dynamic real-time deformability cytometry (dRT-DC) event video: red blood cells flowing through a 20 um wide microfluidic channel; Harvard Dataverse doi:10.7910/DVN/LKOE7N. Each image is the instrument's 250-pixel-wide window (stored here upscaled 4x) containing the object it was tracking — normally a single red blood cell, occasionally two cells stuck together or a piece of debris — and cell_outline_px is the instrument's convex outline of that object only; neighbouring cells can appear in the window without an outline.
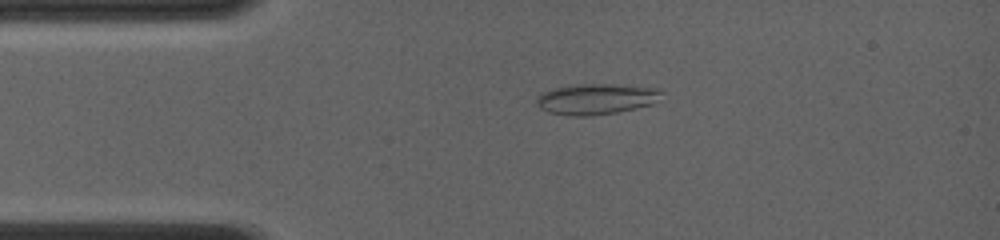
{"species": "common noctule bat (a hibernating species)", "species_latin": "Nyctalus noctula", "temperature_condition": "room temperature", "stored_images_in_passage": 42, "camera_frame_rate_fps": 4000, "um_per_image_px": 0.085, "animal": {"sex": "female", "body_mass_g": 19.0, "forearm_length_mm": 56.7}, "frame": {"image": 1, "passage_image": 1, "time_ms": 0.0, "image_size_px": [1000, 240], "cell_outline_px": [[660, 92], [652, 104], [616, 112], [588, 116], [568, 116], [548, 112], [540, 108], [536, 104], [536, 96], [544, 92], [556, 88], [580, 84], [612, 84], [660, 88]], "centroid_in_image_um": [50.61, 8.42], "position_along_channel_um": 34.4, "area_um2": 22.08}}
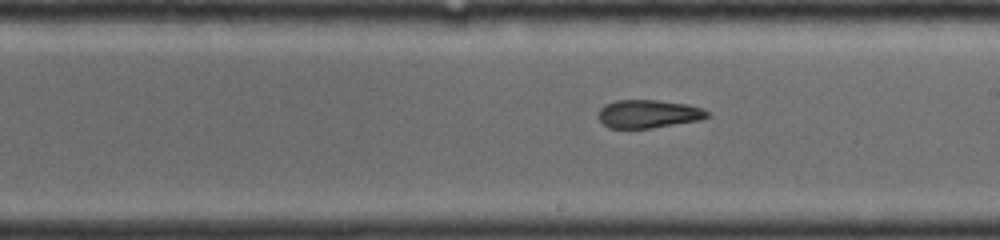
{"frame": {"image": 2, "passage_image": 23, "time_ms": 5.5, "image_size_px": [1000, 240], "cell_outline_px": [[712, 116], [700, 120], [652, 128], [608, 128], [596, 116], [600, 108], [604, 104], [616, 100], [656, 100], [688, 104], [704, 108]], "centroid_in_image_um": [55.12, 9.68], "position_along_channel_um": 233.9, "area_um2": 18.15}}
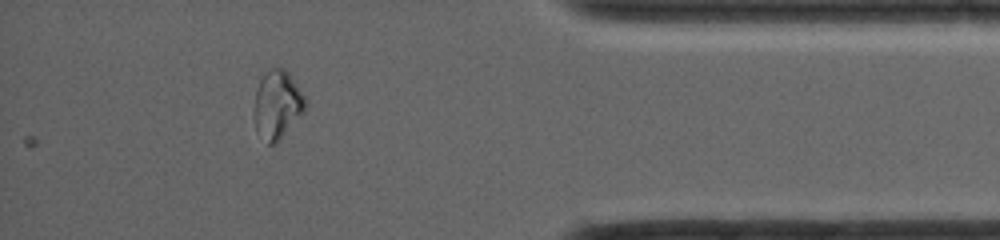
{"frame": {"image": 3, "passage_image": 42, "time_ms": 10.25, "image_size_px": [1000, 240], "cell_outline_px": [[308, 104], [280, 136], [272, 144], [268, 144], [256, 132], [252, 112], [252, 108], [256, 88], [264, 72], [268, 68], [284, 68], [288, 72], [308, 100]], "centroid_in_image_um": [23.5, 8.82], "position_along_channel_um": 411.7, "area_um2": 20.23}, "authors_computed_cell_mechanics": {"area_um2": 18.6983, "velocity_mm_per_s": 4.1765, "shape_relaxation_time_tau1_ms": null, "shape_relaxation_time_tau2_ms": 1.8356, "deformation_change_tau1": null, "deformation_change_tau2": 0.0653}}